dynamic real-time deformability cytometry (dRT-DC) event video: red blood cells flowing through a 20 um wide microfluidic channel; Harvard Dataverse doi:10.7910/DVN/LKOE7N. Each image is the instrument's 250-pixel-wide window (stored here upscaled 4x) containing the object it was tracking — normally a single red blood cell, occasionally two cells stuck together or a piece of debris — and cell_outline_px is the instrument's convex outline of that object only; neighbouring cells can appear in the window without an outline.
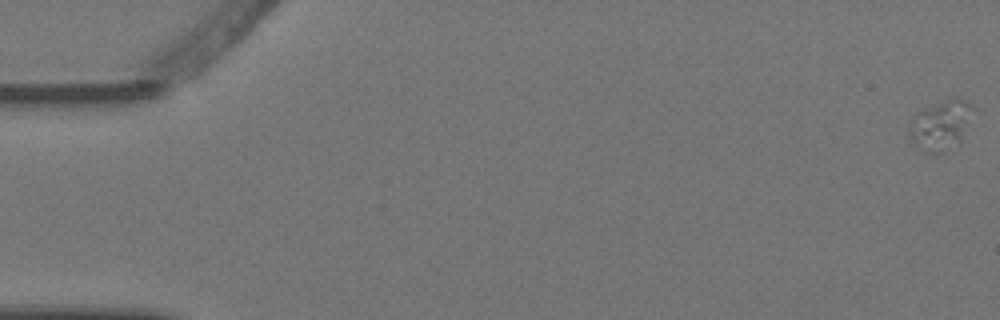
{"species": "Egyptian fruit bat (a non-hibernating species)", "species_latin": "Rousettus aegyptiacus", "temperature_condition": "warm", "stored_images_in_passage": 6, "camera_frame_rate_fps": 3000, "um_per_image_px": 0.085, "animal": {"sex": "female"}, "frame": {"image": 1, "passage_image": 1, "time_ms": 0.0, "image_size_px": [1000, 320], "cell_outline_px": [[972, 108], [960, 140], [936, 152], [924, 152], [912, 144], [908, 136], [908, 120], [920, 108], [956, 96], [972, 104]], "centroid_in_image_um": [79.82, 10.57], "position_along_channel_um": 5.2, "area_um2": 18.15}}